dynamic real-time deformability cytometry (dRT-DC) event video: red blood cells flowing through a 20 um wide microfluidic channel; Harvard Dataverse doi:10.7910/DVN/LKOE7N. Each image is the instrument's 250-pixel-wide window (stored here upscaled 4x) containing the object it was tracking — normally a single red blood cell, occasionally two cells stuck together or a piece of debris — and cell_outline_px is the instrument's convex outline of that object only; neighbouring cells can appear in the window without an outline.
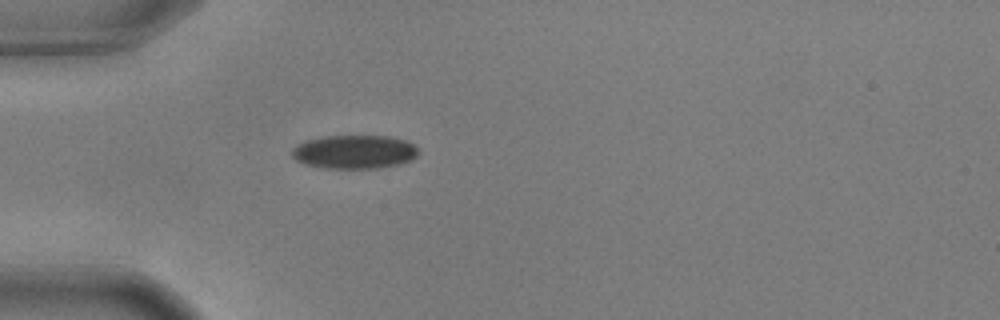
{"species": "common noctule bat (a hibernating species)", "species_latin": "Nyctalus noctula", "temperature_condition": "warm", "stored_images_in_passage": 40, "camera_frame_rate_fps": 3000, "um_per_image_px": 0.085, "animal": {"sex": "male", "body_mass_g": 17.9, "forearm_length_mm": 54.2}, "frame": {"image": 1, "passage_image": 1, "time_ms": 0.0, "image_size_px": [1000, 320], "cell_outline_px": [[420, 152], [412, 160], [400, 164], [380, 168], [328, 168], [308, 164], [296, 160], [292, 156], [292, 148], [296, 144], [304, 140], [324, 136], [388, 136], [404, 140], [412, 144]], "centroid_in_image_um": [30.12, 12.9], "position_along_channel_um": 54.9, "area_um2": 24.8}}
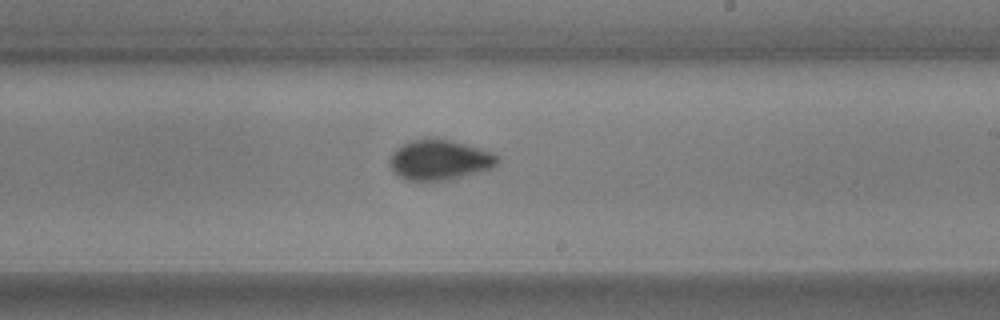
{"frame": {"image": 2, "passage_image": 18, "time_ms": 5.667, "image_size_px": [1000, 320], "cell_outline_px": [[500, 160], [492, 168], [452, 180], [428, 184], [404, 180], [392, 172], [388, 164], [388, 160], [392, 152], [396, 148], [412, 140], [452, 140], [492, 152], [500, 156]], "centroid_in_image_um": [37.32, 13.67], "position_along_channel_um": 251.7, "area_um2": 25.95}}
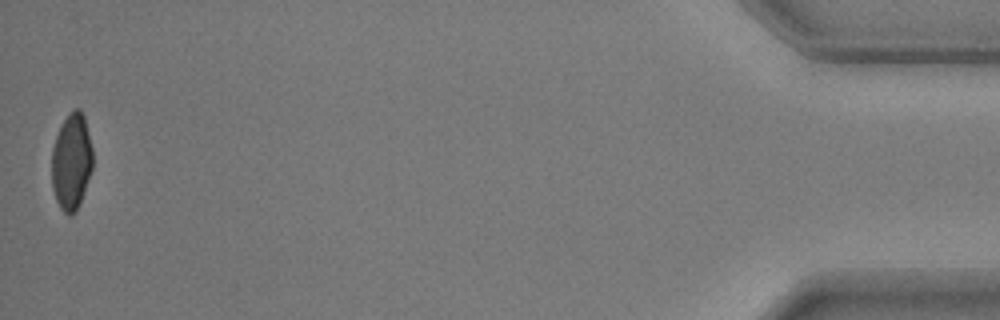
{"frame": {"image": 3, "passage_image": 40, "time_ms": 13.0, "image_size_px": [1000, 320], "cell_outline_px": [[92, 168], [80, 204], [76, 212], [72, 216], [68, 216], [60, 208], [56, 200], [52, 188], [52, 148], [56, 136], [64, 120], [76, 108], [80, 108], [84, 116], [92, 148]], "centroid_in_image_um": [6.07, 13.8], "position_along_channel_um": 429.1, "area_um2": 22.95}, "authors_computed_cell_mechanics": {"area_um2": 24.854, "velocity_mm_per_s": 3.6139, "shape_relaxation_time_tau1_ms": 3.9882, "shape_relaxation_time_tau2_ms": null, "deformation_change_tau1": 0.1382, "deformation_change_tau2": null}}